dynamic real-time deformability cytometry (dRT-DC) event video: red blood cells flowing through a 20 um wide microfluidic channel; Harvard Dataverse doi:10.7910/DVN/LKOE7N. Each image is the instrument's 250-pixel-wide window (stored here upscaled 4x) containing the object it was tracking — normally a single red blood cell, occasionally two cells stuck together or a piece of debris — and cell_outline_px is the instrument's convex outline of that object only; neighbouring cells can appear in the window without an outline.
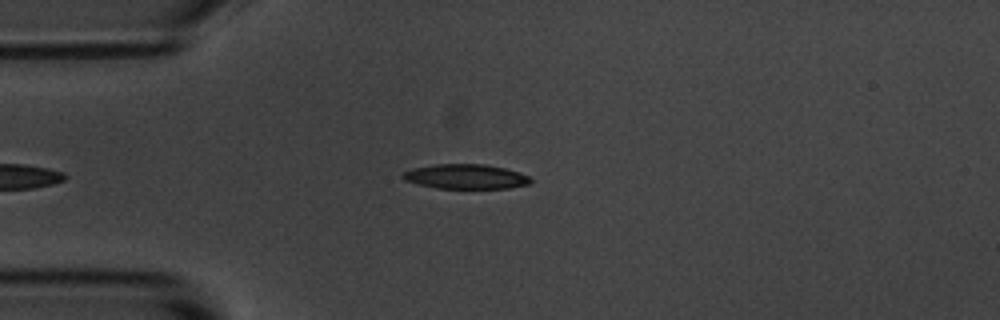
{"species": "common noctule bat (a hibernating species)", "species_latin": "Nyctalus noctula", "temperature_condition": "room temperature", "stored_images_in_passage": 44, "camera_frame_rate_fps": 3000, "um_per_image_px": 0.085, "animal": {"sex": "male", "body_mass_g": 20.1, "forearm_length_mm": 53.5}, "frame": {"image": 1, "passage_image": 7, "time_ms": 2.0, "image_size_px": [1000, 320], "cell_outline_px": [[532, 180], [528, 184], [508, 188], [436, 188], [404, 180], [400, 176], [404, 172], [412, 168], [436, 164], [484, 164], [504, 168], [528, 176]], "centroid_in_image_um": [39.55, 15.0], "position_along_channel_um": 45.5, "area_um2": 18.15}}
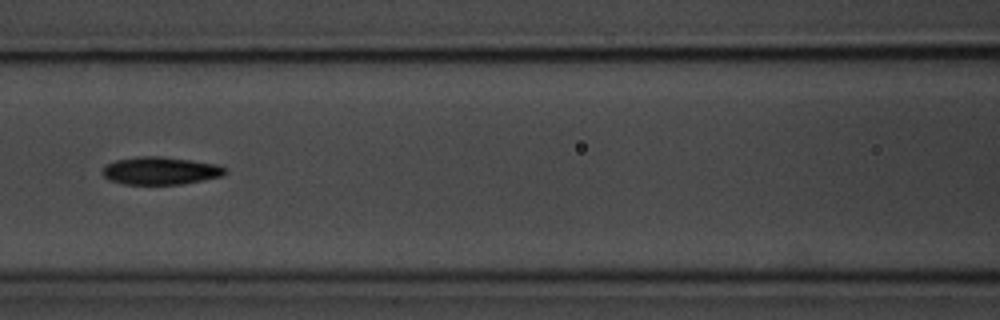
{"frame": {"image": 2, "passage_image": 17, "time_ms": 5.333, "image_size_px": [1000, 320], "cell_outline_px": [[228, 172], [220, 176], [184, 184], [124, 184], [108, 180], [104, 176], [104, 168], [108, 164], [116, 160], [140, 156], [160, 156], [192, 160], [216, 164], [224, 168]], "centroid_in_image_um": [13.64, 14.51], "position_along_channel_um": 153.0, "area_um2": 19.59}}
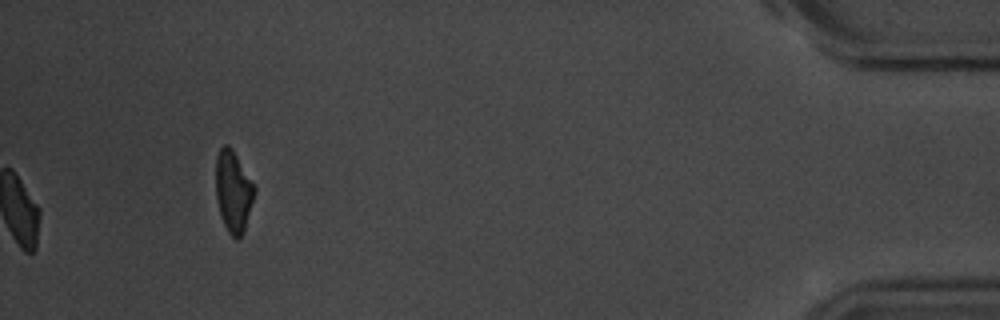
{"frame": {"image": 3, "passage_image": 44, "time_ms": 14.333, "image_size_px": [1000, 320], "cell_outline_px": [[256, 192], [244, 232], [236, 240], [228, 232], [220, 216], [216, 196], [216, 156], [220, 148], [224, 144], [228, 144], [232, 148], [256, 188]], "centroid_in_image_um": [19.83, 16.27], "position_along_channel_um": 415.4, "area_um2": 18.44}, "authors_computed_cell_mechanics": {"area_um2": 19.1896, "velocity_mm_per_s": 3.6778, "shape_relaxation_time_tau1_ms": 3.1474, "shape_relaxation_time_tau2_ms": 5.8319, "deformation_change_tau1": 0.1441, "deformation_change_tau2": 0.1382}}